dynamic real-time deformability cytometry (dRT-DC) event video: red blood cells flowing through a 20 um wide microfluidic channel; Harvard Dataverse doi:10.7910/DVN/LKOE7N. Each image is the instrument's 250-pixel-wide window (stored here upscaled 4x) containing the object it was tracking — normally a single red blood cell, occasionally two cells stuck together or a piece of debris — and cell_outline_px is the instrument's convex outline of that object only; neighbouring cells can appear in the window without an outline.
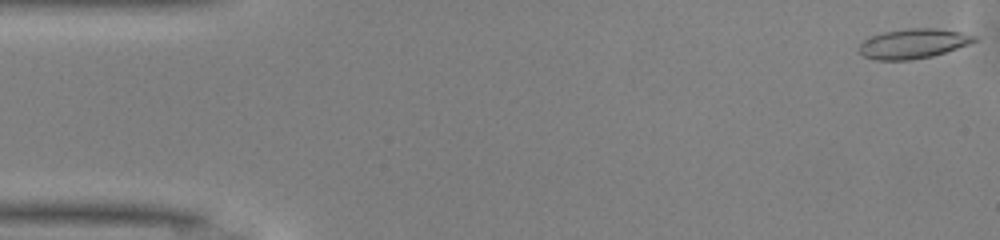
{"species": "common noctule bat (a hibernating species)", "species_latin": "Nyctalus noctula", "temperature_condition": "warm", "stored_images_in_passage": 38, "camera_frame_rate_fps": 3000, "um_per_image_px": 0.085, "animal": {"sex": "male", "body_mass_g": 13.0, "forearm_length_mm": 53.1}, "frame": {"image": 1, "passage_image": 1, "time_ms": 0.0, "image_size_px": [1000, 240], "cell_outline_px": [[980, 40], [972, 44], [932, 56], [912, 60], [876, 60], [864, 56], [860, 52], [860, 44], [864, 40], [872, 36], [884, 32], [908, 28], [936, 28], [960, 32], [976, 36]], "centroid_in_image_um": [77.69, 3.71], "position_along_channel_um": 7.3, "area_um2": 20.0}}
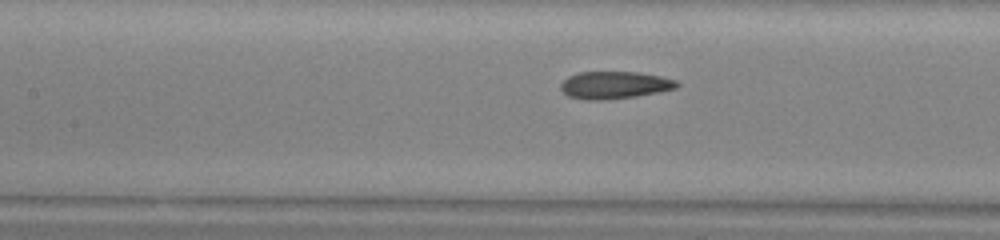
{"frame": {"image": 2, "passage_image": 21, "time_ms": 6.667, "image_size_px": [1000, 240], "cell_outline_px": [[680, 84], [676, 88], [636, 96], [600, 100], [588, 100], [568, 96], [560, 88], [560, 84], [568, 76], [580, 72], [636, 72], [660, 76], [676, 80]], "centroid_in_image_um": [52.22, 7.22], "position_along_channel_um": 155.2, "area_um2": 18.32}}
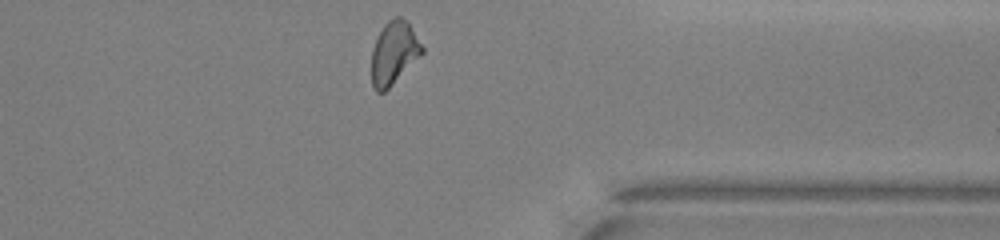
{"frame": {"image": 3, "passage_image": 38, "time_ms": 12.333, "image_size_px": [1000, 240], "cell_outline_px": [[424, 52], [384, 92], [376, 92], [372, 88], [372, 48], [384, 24], [388, 20], [396, 16], [400, 16], [408, 20], [424, 48]], "centroid_in_image_um": [33.49, 4.47], "position_along_channel_um": 377.9, "area_um2": 18.5}, "authors_computed_cell_mechanics": {"area_um2": 18.9295, "velocity_mm_per_s": 4.1325, "shape_relaxation_time_tau1_ms": 4.6804, "shape_relaxation_time_tau2_ms": 1.7969, "deformation_change_tau1": 0.1585, "deformation_change_tau2": 0.0866}}